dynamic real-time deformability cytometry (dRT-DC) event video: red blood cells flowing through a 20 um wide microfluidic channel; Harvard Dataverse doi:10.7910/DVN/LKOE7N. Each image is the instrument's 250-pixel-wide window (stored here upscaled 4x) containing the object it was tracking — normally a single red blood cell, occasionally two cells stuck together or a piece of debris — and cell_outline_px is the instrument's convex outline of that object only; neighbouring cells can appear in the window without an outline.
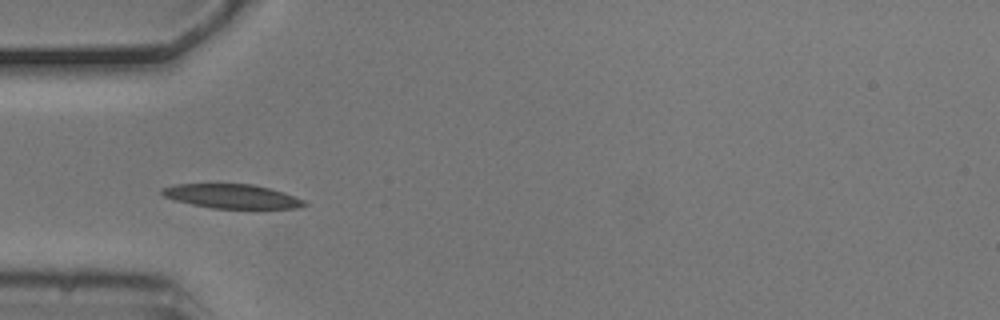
{"species": "common noctule bat (a hibernating species)", "species_latin": "Nyctalus noctula", "temperature_condition": "cold", "stored_images_in_passage": 4, "camera_frame_rate_fps": 3000, "um_per_image_px": 0.085, "animal": {"sex": "male", "body_mass_g": 20.5, "forearm_length_mm": 52.5}, "frame": {"image": 1, "passage_image": 2, "time_ms": 0.333, "image_size_px": [1000, 320], "cell_outline_px": [[308, 204], [300, 208], [212, 208], [192, 204], [176, 200], [164, 196], [160, 192], [160, 188], [176, 184], [252, 184], [284, 192], [304, 200]], "centroid_in_image_um": [19.71, 16.68], "position_along_channel_um": 65.3, "area_um2": 19.88}}
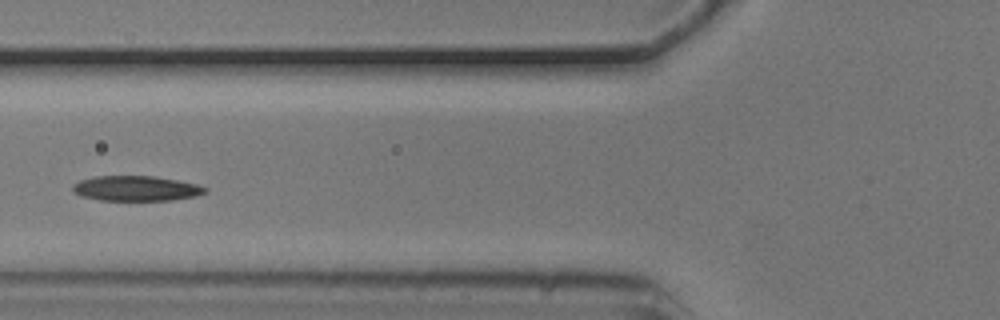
{"frame": {"image": 2, "passage_image": 3, "time_ms": 0.667, "image_size_px": [1000, 320], "cell_outline_px": [[208, 192], [196, 196], [172, 200], [100, 200], [80, 196], [72, 192], [72, 184], [80, 180], [96, 176], [152, 176], [176, 180], [196, 184], [208, 188]], "centroid_in_image_um": [11.54, 16.02], "position_along_channel_um": 114.3, "area_um2": 19.42}}
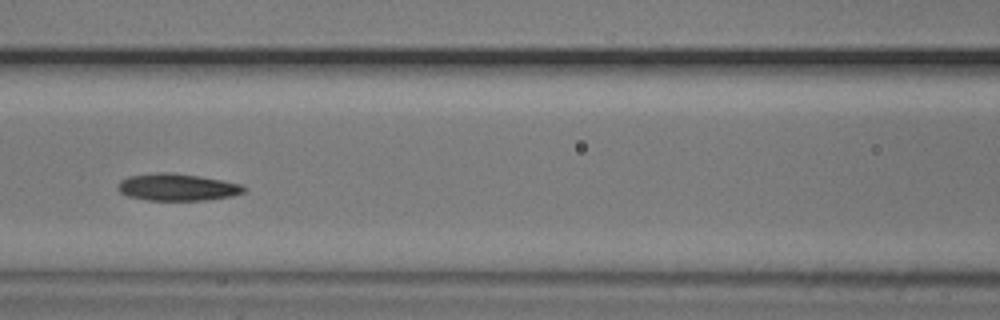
{"frame": {"image": 3, "passage_image": 4, "time_ms": 1.0, "image_size_px": [1000, 320], "cell_outline_px": [[248, 188], [244, 192], [232, 196], [204, 200], [148, 200], [128, 196], [120, 192], [120, 180], [128, 176], [156, 172], [172, 172], [200, 176], [244, 184]], "centroid_in_image_um": [15.13, 15.9], "position_along_channel_um": 151.5, "area_um2": 19.94}}